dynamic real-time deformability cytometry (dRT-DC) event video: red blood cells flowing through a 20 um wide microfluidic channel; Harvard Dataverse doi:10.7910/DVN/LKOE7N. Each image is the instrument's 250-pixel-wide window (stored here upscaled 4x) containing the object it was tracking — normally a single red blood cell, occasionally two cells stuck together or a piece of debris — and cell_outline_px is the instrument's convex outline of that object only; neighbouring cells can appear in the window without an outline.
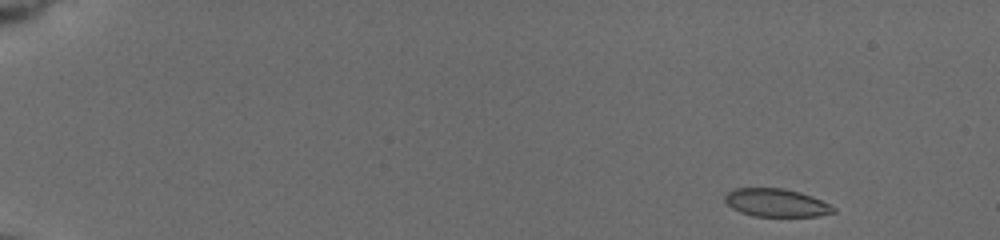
{"species": "common noctule bat (a hibernating species)", "species_latin": "Nyctalus noctula", "temperature_condition": "cold", "stored_images_in_passage": 51, "camera_frame_rate_fps": 3000, "um_per_image_px": 0.085, "animal": {"sex": "female", "body_mass_g": 19.5, "forearm_length_mm": 54.1}, "frame": {"image": 1, "passage_image": 1, "time_ms": 0.0, "image_size_px": [1000, 240], "cell_outline_px": [[836, 212], [820, 216], [752, 216], [740, 212], [732, 208], [724, 200], [724, 196], [732, 188], [784, 188], [800, 192], [812, 196], [836, 208]], "centroid_in_image_um": [65.97, 17.23], "position_along_channel_um": 19.0, "area_um2": 17.8}}
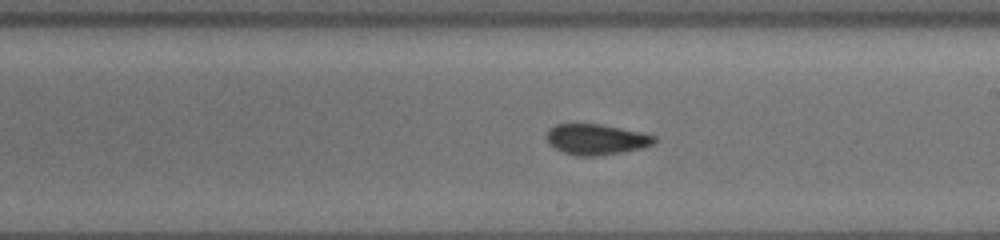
{"frame": {"image": 2, "passage_image": 30, "time_ms": 9.667, "image_size_px": [1000, 240], "cell_outline_px": [[656, 140], [652, 144], [644, 148], [596, 156], [576, 156], [564, 152], [548, 144], [544, 136], [548, 128], [556, 124], [600, 124], [640, 132], [656, 136]], "centroid_in_image_um": [50.63, 11.84], "position_along_channel_um": 238.4, "area_um2": 19.31}}
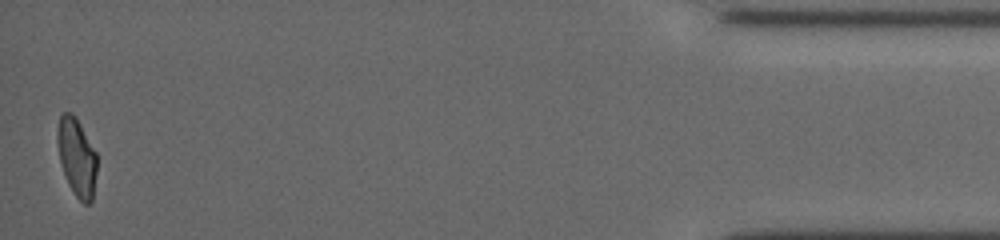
{"frame": {"image": 3, "passage_image": 51, "time_ms": 16.667, "image_size_px": [1000, 240], "cell_outline_px": [[96, 172], [92, 200], [88, 204], [84, 204], [72, 192], [68, 184], [60, 160], [56, 140], [56, 136], [60, 116], [64, 112], [72, 112], [80, 124], [96, 152]], "centroid_in_image_um": [6.51, 13.36], "position_along_channel_um": 428.7, "area_um2": 17.8}, "authors_computed_cell_mechanics": {"area_um2": 19.3052, "velocity_mm_per_s": 3.7561, "shape_relaxation_time_tau1_ms": 7.6122, "shape_relaxation_time_tau2_ms": 1.7887, "deformation_change_tau1": 0.1769, "deformation_change_tau2": 0.0595}}